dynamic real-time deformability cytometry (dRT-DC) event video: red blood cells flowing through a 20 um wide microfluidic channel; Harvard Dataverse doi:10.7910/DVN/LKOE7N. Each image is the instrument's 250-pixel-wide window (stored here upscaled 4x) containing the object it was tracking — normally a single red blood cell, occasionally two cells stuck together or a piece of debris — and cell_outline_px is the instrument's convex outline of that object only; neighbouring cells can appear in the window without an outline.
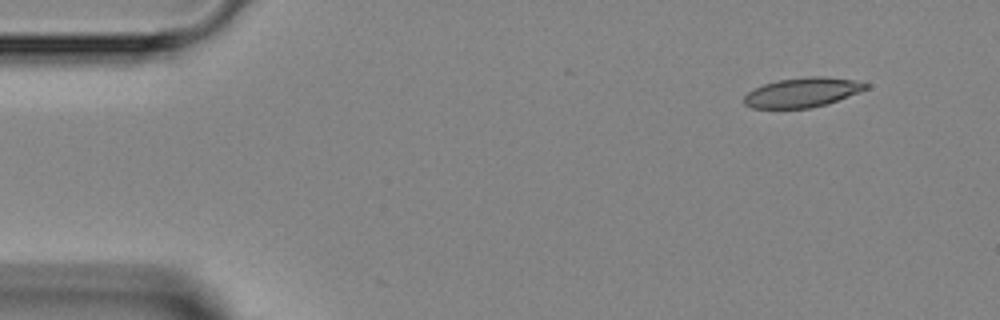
{"species": "Egyptian fruit bat (a non-hibernating species)", "species_latin": "Rousettus aegyptiacus", "temperature_condition": "room temperature", "stored_images_in_passage": 6, "camera_frame_rate_fps": 3000, "um_per_image_px": 0.085, "animal": {"sex": "female"}, "frame": {"image": 1, "passage_image": 1, "time_ms": 0.0, "image_size_px": [1000, 320], "cell_outline_px": [[868, 88], [828, 104], [808, 108], [752, 108], [744, 104], [744, 96], [752, 88], [776, 80], [804, 76], [824, 76], [856, 80], [868, 84]], "centroid_in_image_um": [68.18, 7.84], "position_along_channel_um": 16.8, "area_um2": 21.1}}
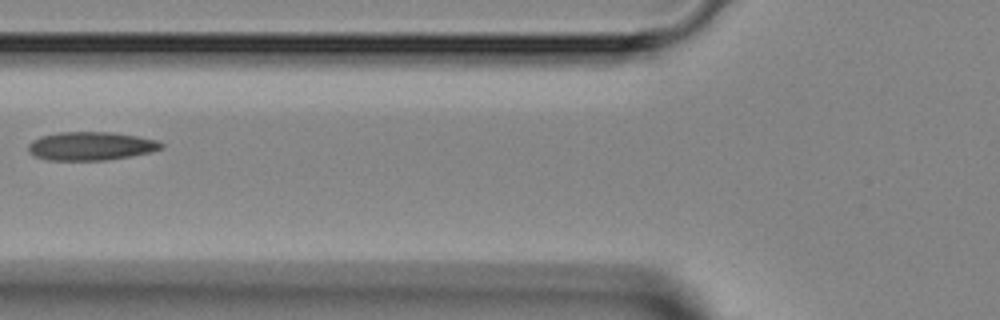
{"frame": {"image": 2, "passage_image": 5, "time_ms": 4.667, "image_size_px": [1000, 320], "cell_outline_px": [[164, 148], [152, 152], [104, 160], [48, 160], [36, 156], [28, 152], [28, 144], [32, 140], [40, 136], [60, 132], [112, 132], [160, 140], [164, 144]], "centroid_in_image_um": [7.74, 12.41], "position_along_channel_um": 118.1, "area_um2": 22.14}}
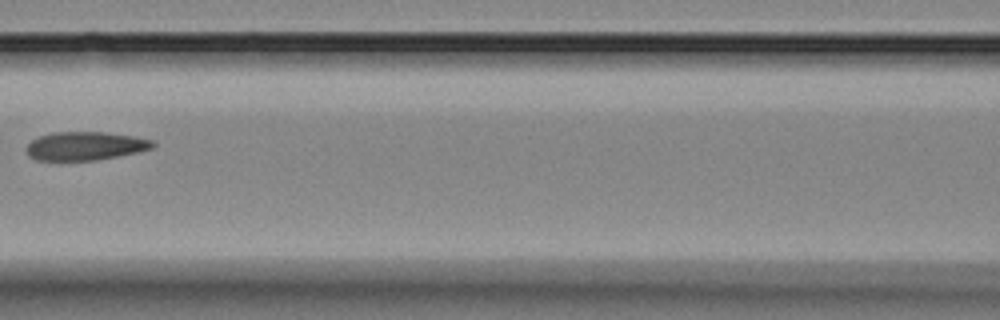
{"frame": {"image": 3, "passage_image": 6, "time_ms": 5.667, "image_size_px": [1000, 320], "cell_outline_px": [[156, 144], [152, 148], [140, 152], [120, 156], [96, 160], [36, 160], [28, 156], [24, 148], [32, 140], [40, 136], [56, 132], [104, 132], [136, 136], [152, 140]], "centroid_in_image_um": [7.26, 12.41], "position_along_channel_um": 159.3, "area_um2": 21.15}}